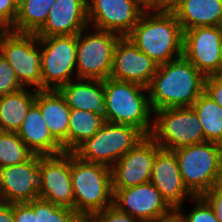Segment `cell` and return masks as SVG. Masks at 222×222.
Returning <instances> with one entry per match:
<instances>
[{
    "mask_svg": "<svg viewBox=\"0 0 222 222\" xmlns=\"http://www.w3.org/2000/svg\"><path fill=\"white\" fill-rule=\"evenodd\" d=\"M205 78L183 55L158 65L147 92L152 111L191 107L205 90Z\"/></svg>",
    "mask_w": 222,
    "mask_h": 222,
    "instance_id": "6da1fadb",
    "label": "cell"
},
{
    "mask_svg": "<svg viewBox=\"0 0 222 222\" xmlns=\"http://www.w3.org/2000/svg\"><path fill=\"white\" fill-rule=\"evenodd\" d=\"M127 37L158 65L183 55V30L172 11L144 12Z\"/></svg>",
    "mask_w": 222,
    "mask_h": 222,
    "instance_id": "7a4b0ae2",
    "label": "cell"
},
{
    "mask_svg": "<svg viewBox=\"0 0 222 222\" xmlns=\"http://www.w3.org/2000/svg\"><path fill=\"white\" fill-rule=\"evenodd\" d=\"M71 179L74 213L83 222L113 205L111 167L83 161L71 153Z\"/></svg>",
    "mask_w": 222,
    "mask_h": 222,
    "instance_id": "3957f363",
    "label": "cell"
},
{
    "mask_svg": "<svg viewBox=\"0 0 222 222\" xmlns=\"http://www.w3.org/2000/svg\"><path fill=\"white\" fill-rule=\"evenodd\" d=\"M148 88L132 82L117 81L112 78L104 80V118L106 122L127 124L139 129L145 136H150L153 113Z\"/></svg>",
    "mask_w": 222,
    "mask_h": 222,
    "instance_id": "277c9868",
    "label": "cell"
},
{
    "mask_svg": "<svg viewBox=\"0 0 222 222\" xmlns=\"http://www.w3.org/2000/svg\"><path fill=\"white\" fill-rule=\"evenodd\" d=\"M181 177L194 196H203L214 185L222 183V145L204 142L172 150Z\"/></svg>",
    "mask_w": 222,
    "mask_h": 222,
    "instance_id": "5b68a950",
    "label": "cell"
},
{
    "mask_svg": "<svg viewBox=\"0 0 222 222\" xmlns=\"http://www.w3.org/2000/svg\"><path fill=\"white\" fill-rule=\"evenodd\" d=\"M144 137L134 126L105 122L93 137L73 153L83 161L112 167Z\"/></svg>",
    "mask_w": 222,
    "mask_h": 222,
    "instance_id": "8992f818",
    "label": "cell"
},
{
    "mask_svg": "<svg viewBox=\"0 0 222 222\" xmlns=\"http://www.w3.org/2000/svg\"><path fill=\"white\" fill-rule=\"evenodd\" d=\"M150 136L165 150L204 143L200 119L192 107L163 108L154 111Z\"/></svg>",
    "mask_w": 222,
    "mask_h": 222,
    "instance_id": "52a82bcc",
    "label": "cell"
},
{
    "mask_svg": "<svg viewBox=\"0 0 222 222\" xmlns=\"http://www.w3.org/2000/svg\"><path fill=\"white\" fill-rule=\"evenodd\" d=\"M36 34L0 30V53L12 67L23 88L42 90L41 51Z\"/></svg>",
    "mask_w": 222,
    "mask_h": 222,
    "instance_id": "ba28073f",
    "label": "cell"
},
{
    "mask_svg": "<svg viewBox=\"0 0 222 222\" xmlns=\"http://www.w3.org/2000/svg\"><path fill=\"white\" fill-rule=\"evenodd\" d=\"M96 30L83 35L77 34L76 78L106 80L110 78L114 51L119 39L116 33Z\"/></svg>",
    "mask_w": 222,
    "mask_h": 222,
    "instance_id": "9c48e42d",
    "label": "cell"
},
{
    "mask_svg": "<svg viewBox=\"0 0 222 222\" xmlns=\"http://www.w3.org/2000/svg\"><path fill=\"white\" fill-rule=\"evenodd\" d=\"M38 41L42 47V90H58L72 81L76 70L77 35L38 37Z\"/></svg>",
    "mask_w": 222,
    "mask_h": 222,
    "instance_id": "30bf717a",
    "label": "cell"
},
{
    "mask_svg": "<svg viewBox=\"0 0 222 222\" xmlns=\"http://www.w3.org/2000/svg\"><path fill=\"white\" fill-rule=\"evenodd\" d=\"M113 190V206L141 222H164L175 218V210L151 182Z\"/></svg>",
    "mask_w": 222,
    "mask_h": 222,
    "instance_id": "8fae6325",
    "label": "cell"
},
{
    "mask_svg": "<svg viewBox=\"0 0 222 222\" xmlns=\"http://www.w3.org/2000/svg\"><path fill=\"white\" fill-rule=\"evenodd\" d=\"M183 56L205 77L222 66V30L219 26L195 27L183 31Z\"/></svg>",
    "mask_w": 222,
    "mask_h": 222,
    "instance_id": "7c38bea8",
    "label": "cell"
},
{
    "mask_svg": "<svg viewBox=\"0 0 222 222\" xmlns=\"http://www.w3.org/2000/svg\"><path fill=\"white\" fill-rule=\"evenodd\" d=\"M161 147L145 136L112 167V189H124L150 182L153 161Z\"/></svg>",
    "mask_w": 222,
    "mask_h": 222,
    "instance_id": "4fadbf2b",
    "label": "cell"
},
{
    "mask_svg": "<svg viewBox=\"0 0 222 222\" xmlns=\"http://www.w3.org/2000/svg\"><path fill=\"white\" fill-rule=\"evenodd\" d=\"M39 198L74 210L71 153L40 156Z\"/></svg>",
    "mask_w": 222,
    "mask_h": 222,
    "instance_id": "5bb4252c",
    "label": "cell"
},
{
    "mask_svg": "<svg viewBox=\"0 0 222 222\" xmlns=\"http://www.w3.org/2000/svg\"><path fill=\"white\" fill-rule=\"evenodd\" d=\"M40 155L26 162L0 168V202L28 203L39 198Z\"/></svg>",
    "mask_w": 222,
    "mask_h": 222,
    "instance_id": "9a60e30c",
    "label": "cell"
},
{
    "mask_svg": "<svg viewBox=\"0 0 222 222\" xmlns=\"http://www.w3.org/2000/svg\"><path fill=\"white\" fill-rule=\"evenodd\" d=\"M88 22L94 28L127 36L144 11L137 0H87Z\"/></svg>",
    "mask_w": 222,
    "mask_h": 222,
    "instance_id": "2e32d148",
    "label": "cell"
},
{
    "mask_svg": "<svg viewBox=\"0 0 222 222\" xmlns=\"http://www.w3.org/2000/svg\"><path fill=\"white\" fill-rule=\"evenodd\" d=\"M158 64L127 37H121L114 51L110 78L149 87Z\"/></svg>",
    "mask_w": 222,
    "mask_h": 222,
    "instance_id": "e0dca14e",
    "label": "cell"
},
{
    "mask_svg": "<svg viewBox=\"0 0 222 222\" xmlns=\"http://www.w3.org/2000/svg\"><path fill=\"white\" fill-rule=\"evenodd\" d=\"M150 182L162 197L174 209H181L187 196H195L187 189L175 153L172 150L160 149L153 161Z\"/></svg>",
    "mask_w": 222,
    "mask_h": 222,
    "instance_id": "ac0fdd59",
    "label": "cell"
},
{
    "mask_svg": "<svg viewBox=\"0 0 222 222\" xmlns=\"http://www.w3.org/2000/svg\"><path fill=\"white\" fill-rule=\"evenodd\" d=\"M87 0H56L38 37L77 35L88 27Z\"/></svg>",
    "mask_w": 222,
    "mask_h": 222,
    "instance_id": "d6986e66",
    "label": "cell"
},
{
    "mask_svg": "<svg viewBox=\"0 0 222 222\" xmlns=\"http://www.w3.org/2000/svg\"><path fill=\"white\" fill-rule=\"evenodd\" d=\"M17 133L34 155L54 156L64 153L62 145L50 133L35 102L29 108Z\"/></svg>",
    "mask_w": 222,
    "mask_h": 222,
    "instance_id": "ffe728a7",
    "label": "cell"
},
{
    "mask_svg": "<svg viewBox=\"0 0 222 222\" xmlns=\"http://www.w3.org/2000/svg\"><path fill=\"white\" fill-rule=\"evenodd\" d=\"M35 103L39 106L52 136L62 145L64 152H68V128L70 107L58 90L36 91Z\"/></svg>",
    "mask_w": 222,
    "mask_h": 222,
    "instance_id": "44dd1931",
    "label": "cell"
},
{
    "mask_svg": "<svg viewBox=\"0 0 222 222\" xmlns=\"http://www.w3.org/2000/svg\"><path fill=\"white\" fill-rule=\"evenodd\" d=\"M76 80H72L58 89L70 109L103 114L105 100L104 80L79 78Z\"/></svg>",
    "mask_w": 222,
    "mask_h": 222,
    "instance_id": "7402d4cb",
    "label": "cell"
},
{
    "mask_svg": "<svg viewBox=\"0 0 222 222\" xmlns=\"http://www.w3.org/2000/svg\"><path fill=\"white\" fill-rule=\"evenodd\" d=\"M182 30L219 26L222 20V0H181L172 9Z\"/></svg>",
    "mask_w": 222,
    "mask_h": 222,
    "instance_id": "603a6c76",
    "label": "cell"
},
{
    "mask_svg": "<svg viewBox=\"0 0 222 222\" xmlns=\"http://www.w3.org/2000/svg\"><path fill=\"white\" fill-rule=\"evenodd\" d=\"M36 91L25 88L0 96V131L17 132L31 105L35 102Z\"/></svg>",
    "mask_w": 222,
    "mask_h": 222,
    "instance_id": "cb8c5ba5",
    "label": "cell"
},
{
    "mask_svg": "<svg viewBox=\"0 0 222 222\" xmlns=\"http://www.w3.org/2000/svg\"><path fill=\"white\" fill-rule=\"evenodd\" d=\"M103 114L71 109L68 128V152L73 153L105 124Z\"/></svg>",
    "mask_w": 222,
    "mask_h": 222,
    "instance_id": "d4e9b609",
    "label": "cell"
},
{
    "mask_svg": "<svg viewBox=\"0 0 222 222\" xmlns=\"http://www.w3.org/2000/svg\"><path fill=\"white\" fill-rule=\"evenodd\" d=\"M191 107L200 119L205 141L222 145V107L205 92Z\"/></svg>",
    "mask_w": 222,
    "mask_h": 222,
    "instance_id": "484cf974",
    "label": "cell"
},
{
    "mask_svg": "<svg viewBox=\"0 0 222 222\" xmlns=\"http://www.w3.org/2000/svg\"><path fill=\"white\" fill-rule=\"evenodd\" d=\"M56 0H27L18 8L15 23L10 29L17 33L36 34L47 21Z\"/></svg>",
    "mask_w": 222,
    "mask_h": 222,
    "instance_id": "4316f807",
    "label": "cell"
},
{
    "mask_svg": "<svg viewBox=\"0 0 222 222\" xmlns=\"http://www.w3.org/2000/svg\"><path fill=\"white\" fill-rule=\"evenodd\" d=\"M33 155L17 132L0 131V168L26 162Z\"/></svg>",
    "mask_w": 222,
    "mask_h": 222,
    "instance_id": "83f0119b",
    "label": "cell"
},
{
    "mask_svg": "<svg viewBox=\"0 0 222 222\" xmlns=\"http://www.w3.org/2000/svg\"><path fill=\"white\" fill-rule=\"evenodd\" d=\"M196 206L188 215H182L181 209L175 210L177 222H218L212 206L203 196H195Z\"/></svg>",
    "mask_w": 222,
    "mask_h": 222,
    "instance_id": "f1b7e54d",
    "label": "cell"
},
{
    "mask_svg": "<svg viewBox=\"0 0 222 222\" xmlns=\"http://www.w3.org/2000/svg\"><path fill=\"white\" fill-rule=\"evenodd\" d=\"M23 88L5 57L0 53V96Z\"/></svg>",
    "mask_w": 222,
    "mask_h": 222,
    "instance_id": "f546056e",
    "label": "cell"
},
{
    "mask_svg": "<svg viewBox=\"0 0 222 222\" xmlns=\"http://www.w3.org/2000/svg\"><path fill=\"white\" fill-rule=\"evenodd\" d=\"M15 222H41L40 221V198L28 203L13 204Z\"/></svg>",
    "mask_w": 222,
    "mask_h": 222,
    "instance_id": "4dcf8cb0",
    "label": "cell"
},
{
    "mask_svg": "<svg viewBox=\"0 0 222 222\" xmlns=\"http://www.w3.org/2000/svg\"><path fill=\"white\" fill-rule=\"evenodd\" d=\"M86 222H141L111 205L93 214Z\"/></svg>",
    "mask_w": 222,
    "mask_h": 222,
    "instance_id": "1f68e13d",
    "label": "cell"
},
{
    "mask_svg": "<svg viewBox=\"0 0 222 222\" xmlns=\"http://www.w3.org/2000/svg\"><path fill=\"white\" fill-rule=\"evenodd\" d=\"M48 222H83L75 213L74 210L59 206L49 202V221Z\"/></svg>",
    "mask_w": 222,
    "mask_h": 222,
    "instance_id": "d6a6232c",
    "label": "cell"
},
{
    "mask_svg": "<svg viewBox=\"0 0 222 222\" xmlns=\"http://www.w3.org/2000/svg\"><path fill=\"white\" fill-rule=\"evenodd\" d=\"M17 11L12 0H0V30H10L13 27Z\"/></svg>",
    "mask_w": 222,
    "mask_h": 222,
    "instance_id": "836d02e7",
    "label": "cell"
},
{
    "mask_svg": "<svg viewBox=\"0 0 222 222\" xmlns=\"http://www.w3.org/2000/svg\"><path fill=\"white\" fill-rule=\"evenodd\" d=\"M203 197L212 206L218 222H222V183L214 185Z\"/></svg>",
    "mask_w": 222,
    "mask_h": 222,
    "instance_id": "e575fe53",
    "label": "cell"
},
{
    "mask_svg": "<svg viewBox=\"0 0 222 222\" xmlns=\"http://www.w3.org/2000/svg\"><path fill=\"white\" fill-rule=\"evenodd\" d=\"M204 92L222 107V84L219 83L213 76H207L205 78Z\"/></svg>",
    "mask_w": 222,
    "mask_h": 222,
    "instance_id": "d590c367",
    "label": "cell"
},
{
    "mask_svg": "<svg viewBox=\"0 0 222 222\" xmlns=\"http://www.w3.org/2000/svg\"><path fill=\"white\" fill-rule=\"evenodd\" d=\"M137 3L144 12H169V0H137Z\"/></svg>",
    "mask_w": 222,
    "mask_h": 222,
    "instance_id": "8d00e7d4",
    "label": "cell"
},
{
    "mask_svg": "<svg viewBox=\"0 0 222 222\" xmlns=\"http://www.w3.org/2000/svg\"><path fill=\"white\" fill-rule=\"evenodd\" d=\"M0 222H15L13 204L0 202Z\"/></svg>",
    "mask_w": 222,
    "mask_h": 222,
    "instance_id": "74e56055",
    "label": "cell"
},
{
    "mask_svg": "<svg viewBox=\"0 0 222 222\" xmlns=\"http://www.w3.org/2000/svg\"><path fill=\"white\" fill-rule=\"evenodd\" d=\"M40 221H49V202L42 199H40Z\"/></svg>",
    "mask_w": 222,
    "mask_h": 222,
    "instance_id": "f35d334b",
    "label": "cell"
},
{
    "mask_svg": "<svg viewBox=\"0 0 222 222\" xmlns=\"http://www.w3.org/2000/svg\"><path fill=\"white\" fill-rule=\"evenodd\" d=\"M212 76L222 84V66Z\"/></svg>",
    "mask_w": 222,
    "mask_h": 222,
    "instance_id": "ab89813d",
    "label": "cell"
},
{
    "mask_svg": "<svg viewBox=\"0 0 222 222\" xmlns=\"http://www.w3.org/2000/svg\"><path fill=\"white\" fill-rule=\"evenodd\" d=\"M15 7L18 9L20 6H22L27 0H12Z\"/></svg>",
    "mask_w": 222,
    "mask_h": 222,
    "instance_id": "60d3db41",
    "label": "cell"
},
{
    "mask_svg": "<svg viewBox=\"0 0 222 222\" xmlns=\"http://www.w3.org/2000/svg\"><path fill=\"white\" fill-rule=\"evenodd\" d=\"M181 0H169V11H172L173 7Z\"/></svg>",
    "mask_w": 222,
    "mask_h": 222,
    "instance_id": "b9f144b4",
    "label": "cell"
},
{
    "mask_svg": "<svg viewBox=\"0 0 222 222\" xmlns=\"http://www.w3.org/2000/svg\"><path fill=\"white\" fill-rule=\"evenodd\" d=\"M164 222H177V221H176V219L174 218V219H171V220H169V221H164Z\"/></svg>",
    "mask_w": 222,
    "mask_h": 222,
    "instance_id": "7bdbcfd3",
    "label": "cell"
},
{
    "mask_svg": "<svg viewBox=\"0 0 222 222\" xmlns=\"http://www.w3.org/2000/svg\"><path fill=\"white\" fill-rule=\"evenodd\" d=\"M219 27H220V29L222 30V20H221V23H220Z\"/></svg>",
    "mask_w": 222,
    "mask_h": 222,
    "instance_id": "ee69618b",
    "label": "cell"
}]
</instances>
